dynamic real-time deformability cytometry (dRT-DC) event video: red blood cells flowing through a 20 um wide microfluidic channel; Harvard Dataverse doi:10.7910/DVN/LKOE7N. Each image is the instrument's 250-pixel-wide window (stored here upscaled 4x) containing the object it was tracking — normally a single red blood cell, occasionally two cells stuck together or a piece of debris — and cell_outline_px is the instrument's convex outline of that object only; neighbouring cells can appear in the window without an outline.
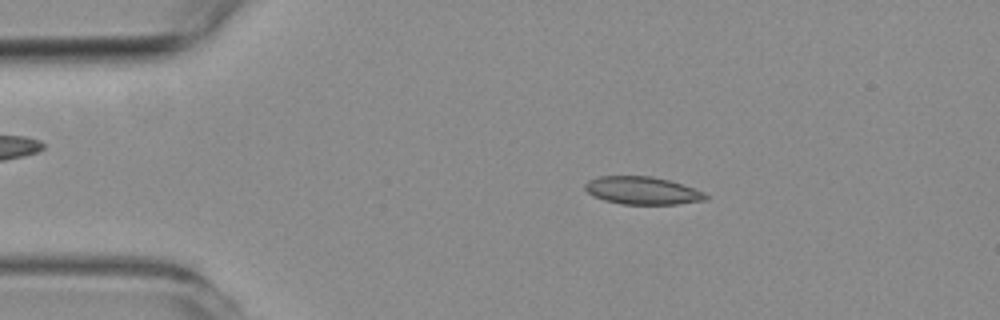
{"species": "common noctule bat (a hibernating species)", "species_latin": "Nyctalus noctula", "temperature_condition": "room temperature", "stored_images_in_passage": 54, "camera_frame_rate_fps": 3000, "um_per_image_px": 0.085, "animal": {"sex": "female", "body_mass_g": 19.3, "forearm_length_mm": 54.1}, "frame": {"image": 1, "passage_image": 9, "time_ms": 2.667, "image_size_px": [1000, 320], "cell_outline_px": [[708, 196], [704, 200], [676, 204], [620, 204], [604, 200], [592, 196], [584, 188], [584, 184], [588, 180], [600, 176], [652, 176], [668, 180], [704, 192]], "centroid_in_image_um": [54.54, 16.2], "position_along_channel_um": 30.5, "area_um2": 19.36}}
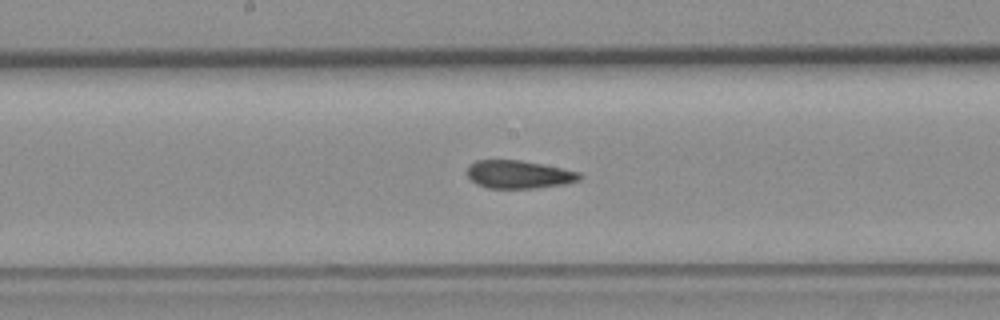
{"frame": {"image": 2, "passage_image": 27, "time_ms": 8.667, "image_size_px": [1000, 320], "cell_outline_px": [[584, 176], [580, 180], [568, 184], [536, 188], [488, 188], [476, 184], [468, 176], [468, 164], [476, 160], [520, 160], [580, 172]], "centroid_in_image_um": [44.12, 14.83], "position_along_channel_um": 204.1, "area_um2": 18.44}}
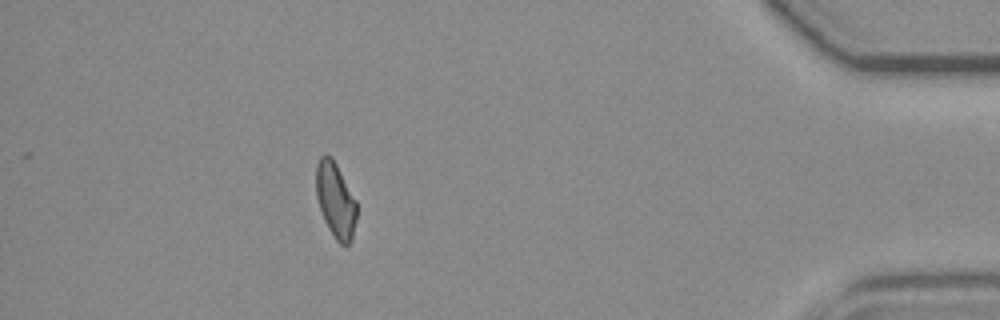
{"frame": {"image": 3, "passage_image": 48, "time_ms": 15.667, "image_size_px": [1000, 320], "cell_outline_px": [[356, 220], [352, 240], [348, 244], [340, 244], [336, 240], [328, 228], [324, 220], [316, 196], [316, 164], [320, 156], [332, 156], [356, 200]], "centroid_in_image_um": [28.52, 17.01], "position_along_channel_um": 406.7, "area_um2": 17.74}, "authors_computed_cell_mechanics": {"area_um2": 18.9584, "velocity_mm_per_s": 3.6968, "shape_relaxation_time_tau1_ms": null, "shape_relaxation_time_tau2_ms": 1.6009, "deformation_change_tau1": null, "deformation_change_tau2": 0.0828}}